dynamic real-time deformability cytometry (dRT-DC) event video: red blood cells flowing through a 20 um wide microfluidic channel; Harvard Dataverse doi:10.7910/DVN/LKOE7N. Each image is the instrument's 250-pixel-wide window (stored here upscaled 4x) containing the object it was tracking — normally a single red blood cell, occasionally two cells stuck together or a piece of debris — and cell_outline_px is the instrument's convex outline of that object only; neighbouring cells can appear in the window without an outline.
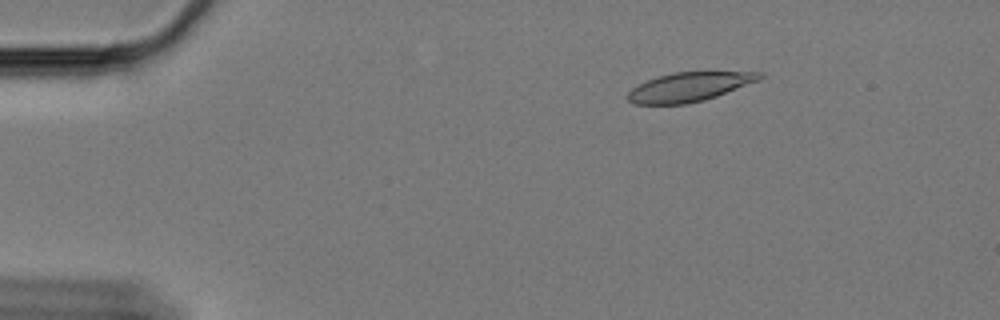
{"species": "Egyptian fruit bat (a non-hibernating species)", "species_latin": "Rousettus aegyptiacus", "temperature_condition": "cold", "stored_images_in_passage": 40, "camera_frame_rate_fps": 3000, "um_per_image_px": 0.085, "animal": {"sex": "female"}, "frame": {"image": 1, "passage_image": 10, "time_ms": 3.0, "image_size_px": [1000, 320], "cell_outline_px": [[764, 76], [760, 80], [716, 96], [704, 100], [688, 104], [632, 104], [624, 96], [632, 88], [648, 80], [672, 72], [764, 72]], "centroid_in_image_um": [58.58, 7.39], "position_along_channel_um": 26.4, "area_um2": 22.31}}
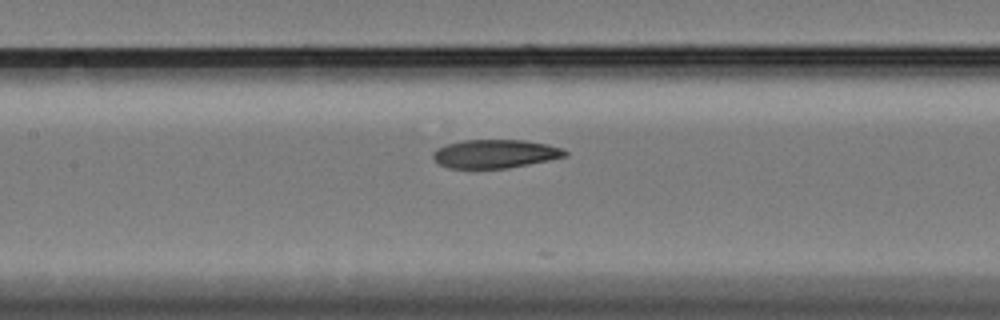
{"frame": {"image": 2, "passage_image": 29, "time_ms": 9.333, "image_size_px": [1000, 320], "cell_outline_px": [[568, 156], [508, 168], [448, 168], [440, 164], [432, 156], [432, 152], [436, 148], [448, 144], [464, 140], [524, 140], [548, 144], [564, 148], [568, 152]], "centroid_in_image_um": [42.11, 13.07], "position_along_channel_um": 165.3, "area_um2": 21.96}}
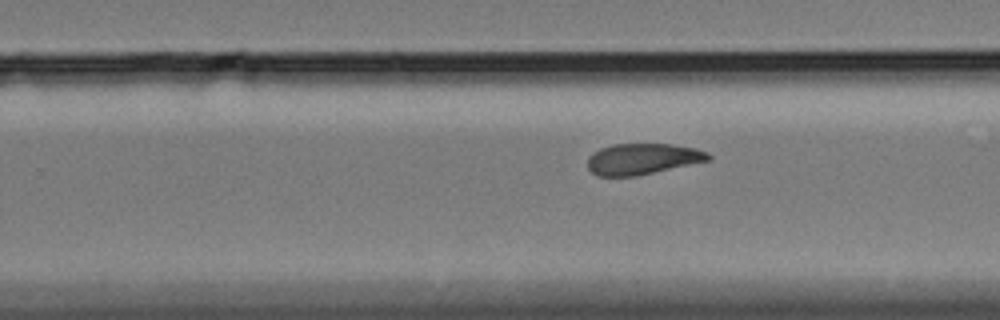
{"frame": {"image": 3, "passage_image": 39, "time_ms": 12.667, "image_size_px": [1000, 320], "cell_outline_px": [[712, 160], [636, 176], [596, 176], [588, 168], [588, 156], [592, 152], [600, 148], [612, 144], [672, 144], [696, 148], [708, 152], [712, 156]], "centroid_in_image_um": [54.63, 13.5], "position_along_channel_um": 275.2, "area_um2": 22.08}}